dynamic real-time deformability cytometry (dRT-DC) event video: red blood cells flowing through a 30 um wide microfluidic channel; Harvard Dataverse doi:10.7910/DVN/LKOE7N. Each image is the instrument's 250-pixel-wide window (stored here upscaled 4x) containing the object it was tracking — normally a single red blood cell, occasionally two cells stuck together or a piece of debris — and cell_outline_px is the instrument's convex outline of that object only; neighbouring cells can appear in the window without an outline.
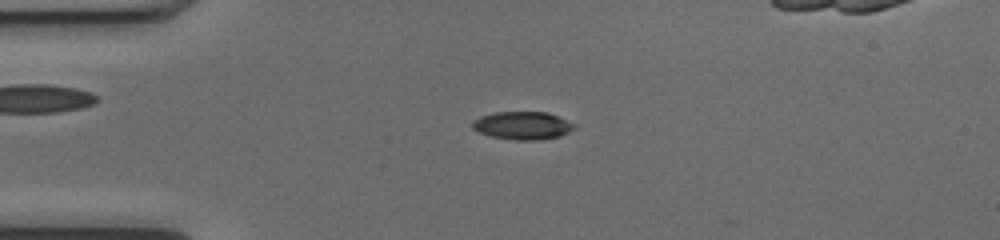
{"species": "common noctule bat (a hibernating species)", "species_latin": "Nyctalus noctula", "temperature_condition": "cold", "stored_images_in_passage": 41, "camera_frame_rate_fps": 3000, "um_per_image_px": 0.085, "animal": {"sex": "female", "body_mass_g": 17.0, "forearm_length_mm": 48.0}, "frame": {"image": 1, "passage_image": 4, "time_ms": 1.0, "image_size_px": [1000, 240], "cell_outline_px": [[576, 124], [568, 132], [560, 136], [540, 140], [516, 140], [488, 136], [472, 128], [472, 120], [480, 116], [496, 112], [548, 112]], "centroid_in_image_um": [44.39, 10.67], "position_along_channel_um": 40.6, "area_um2": 16.59}}
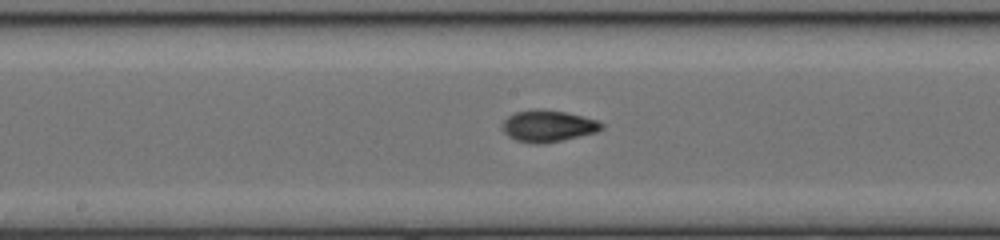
{"frame": {"image": 2, "passage_image": 18, "time_ms": 5.667, "image_size_px": [1000, 240], "cell_outline_px": [[604, 128], [596, 132], [564, 140], [540, 144], [536, 144], [516, 140], [508, 136], [504, 132], [504, 120], [508, 116], [516, 112], [536, 108], [564, 112], [596, 120], [604, 124]], "centroid_in_image_um": [46.59, 10.71], "position_along_channel_um": 201.6, "area_um2": 18.09}}
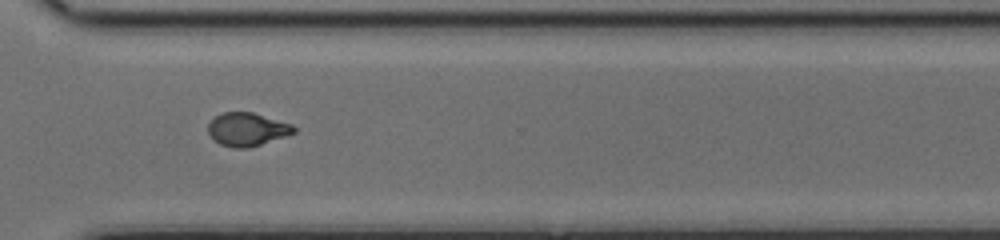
{"frame": {"image": 3, "passage_image": 29, "time_ms": 9.333, "image_size_px": [1000, 240], "cell_outline_px": [[296, 132], [288, 136], [248, 148], [232, 148], [220, 144], [212, 140], [208, 136], [208, 124], [216, 116], [224, 112], [252, 112], [292, 124], [296, 128]], "centroid_in_image_um": [21.0, 11.01], "position_along_channel_um": 349.6, "area_um2": 16.82}}